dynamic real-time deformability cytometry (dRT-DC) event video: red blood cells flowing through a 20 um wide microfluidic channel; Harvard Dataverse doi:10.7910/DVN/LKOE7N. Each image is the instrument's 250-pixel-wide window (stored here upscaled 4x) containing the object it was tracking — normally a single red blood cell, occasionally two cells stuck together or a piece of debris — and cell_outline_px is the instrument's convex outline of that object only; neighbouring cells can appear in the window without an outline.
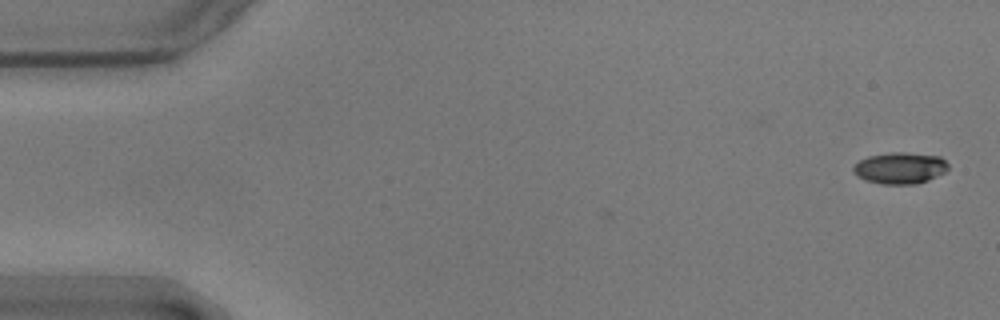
{"species": "common noctule bat (a hibernating species)", "species_latin": "Nyctalus noctula", "temperature_condition": "warm", "stored_images_in_passage": 5, "camera_frame_rate_fps": 3000, "um_per_image_px": 0.085, "animal": {"sex": "male", "body_mass_g": 17.9}, "frame": {"image": 1, "passage_image": 5, "time_ms": 1.333, "image_size_px": [1000, 320], "cell_outline_px": [[948, 168], [944, 172], [928, 180], [916, 184], [880, 184], [864, 180], [856, 176], [852, 172], [852, 168], [860, 160], [868, 156], [892, 152], [904, 152], [940, 156], [948, 164]], "centroid_in_image_um": [76.47, 14.29], "position_along_channel_um": 8.5, "area_um2": 17.46}}